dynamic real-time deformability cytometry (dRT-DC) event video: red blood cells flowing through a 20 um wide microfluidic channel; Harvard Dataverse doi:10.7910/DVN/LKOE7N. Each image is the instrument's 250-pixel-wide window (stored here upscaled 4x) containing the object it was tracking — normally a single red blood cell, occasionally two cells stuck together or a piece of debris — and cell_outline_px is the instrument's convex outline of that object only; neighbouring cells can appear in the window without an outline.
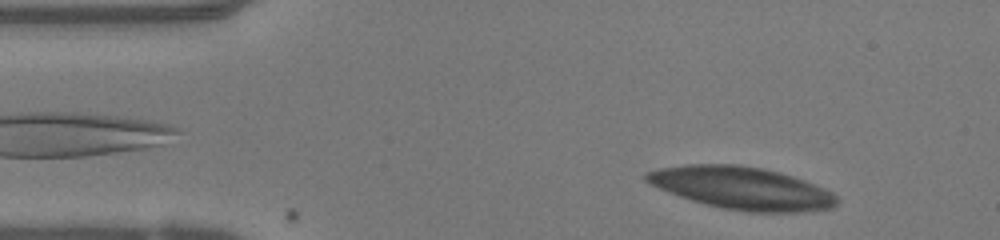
{"species": "human", "species_latin": "Homo sapiens", "temperature_condition": "warm", "stored_images_in_passage": 49, "segment_of_instrument_passage": [1, 2], "camera_frame_rate_fps": 3000, "um_per_image_px": 0.085, "donor": {"sex": "female"}, "frame": {"image": 1, "passage_image": 3, "time_ms": 0.667, "image_size_px": [1000, 240], "cell_outline_px": [[836, 204], [832, 208], [796, 212], [748, 212], [724, 208], [692, 200], [680, 196], [648, 184], [644, 180], [644, 176], [648, 172], [660, 168], [688, 164], [740, 164], [760, 168], [792, 176], [804, 180], [824, 188], [832, 192], [836, 196]], "centroid_in_image_um": [63.04, 15.98], "position_along_channel_um": 22.0, "area_um2": 46.7}}
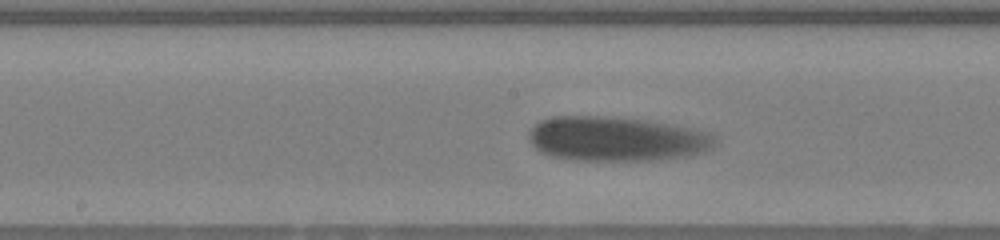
{"frame": {"image": 2, "passage_image": 22, "time_ms": 7.0, "image_size_px": [1000, 240], "cell_outline_px": [[716, 144], [708, 152], [688, 156], [660, 160], [580, 160], [552, 156], [540, 152], [528, 140], [528, 132], [540, 120], [556, 116], [604, 116], [648, 120], [692, 128], [716, 136]], "centroid_in_image_um": [52.43, 11.81], "position_along_channel_um": 195.8, "area_um2": 48.61}}
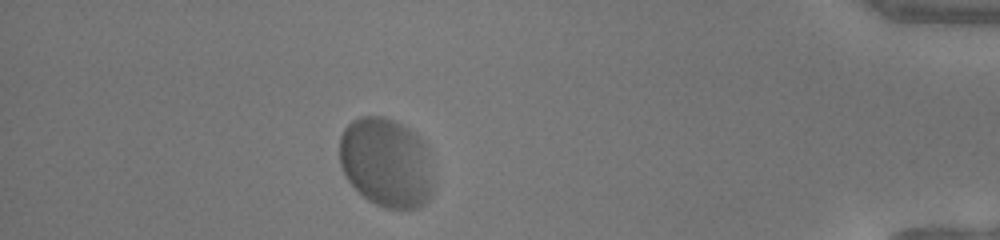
{"frame": {"image": 3, "passage_image": 42, "time_ms": 13.667, "image_size_px": [1000, 240], "cell_outline_px": [[432, 192], [428, 200], [420, 208], [384, 208], [368, 200], [344, 176], [340, 164], [340, 136], [344, 128], [352, 120], [360, 116], [384, 116], [408, 128], [420, 136], [428, 148], [432, 180]], "centroid_in_image_um": [32.83, 13.81], "position_along_channel_um": 402.4, "area_um2": 49.19}}